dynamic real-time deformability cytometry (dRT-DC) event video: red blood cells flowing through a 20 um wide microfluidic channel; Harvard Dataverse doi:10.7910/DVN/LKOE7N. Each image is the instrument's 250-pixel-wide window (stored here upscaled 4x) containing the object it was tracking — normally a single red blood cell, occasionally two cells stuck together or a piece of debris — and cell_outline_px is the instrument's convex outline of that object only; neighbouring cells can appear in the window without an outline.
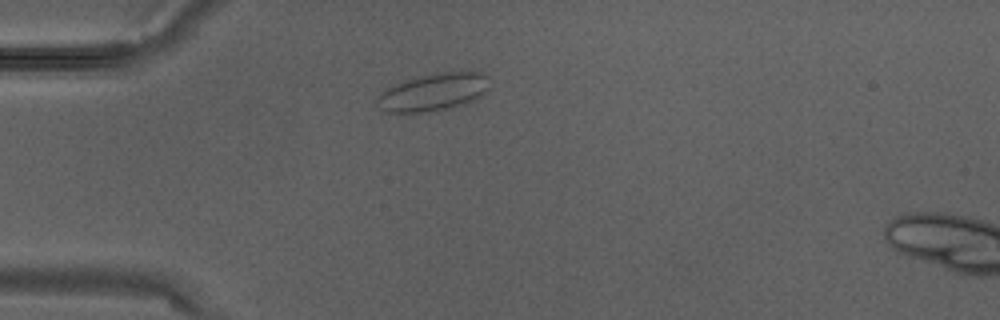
{"species": "Egyptian fruit bat (a non-hibernating species)", "species_latin": "Rousettus aegyptiacus", "temperature_condition": "warm", "stored_images_in_passage": 2, "camera_frame_rate_fps": 3000, "um_per_image_px": 0.085, "animal": {"sex": "male"}, "frame": {"image": 1, "passage_image": 2, "time_ms": 0.333, "image_size_px": [1000, 320], "cell_outline_px": [[488, 76], [476, 100], [464, 104], [424, 112], [388, 112], [380, 108], [376, 104], [376, 100], [392, 84], [420, 76], [440, 72], [484, 72]], "centroid_in_image_um": [36.76, 7.82], "position_along_channel_um": 48.2, "area_um2": 23.7}}